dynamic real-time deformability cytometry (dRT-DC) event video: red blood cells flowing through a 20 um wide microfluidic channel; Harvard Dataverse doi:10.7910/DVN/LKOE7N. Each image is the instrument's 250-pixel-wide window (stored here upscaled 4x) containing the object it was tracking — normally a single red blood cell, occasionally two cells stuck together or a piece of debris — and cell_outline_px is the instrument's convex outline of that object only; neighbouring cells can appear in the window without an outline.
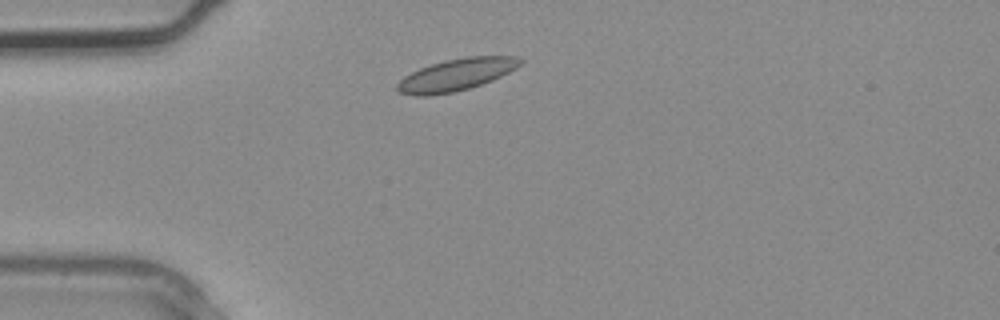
{"species": "common noctule bat (a hibernating species)", "species_latin": "Nyctalus noctula", "temperature_condition": "warm", "stored_images_in_passage": 1, "camera_frame_rate_fps": 3000, "um_per_image_px": 0.085, "animal": {"sex": "male", "body_mass_g": 20.4}, "frame": {"image": 1, "passage_image": 1, "time_ms": 0.0, "image_size_px": [1000, 320], "cell_outline_px": [[524, 60], [516, 68], [492, 80], [468, 88], [452, 92], [428, 96], [416, 96], [396, 92], [396, 84], [404, 76], [420, 68], [444, 60], [468, 56], [516, 56]], "centroid_in_image_um": [38.75, 6.35], "position_along_channel_um": 46.3, "area_um2": 22.83}}